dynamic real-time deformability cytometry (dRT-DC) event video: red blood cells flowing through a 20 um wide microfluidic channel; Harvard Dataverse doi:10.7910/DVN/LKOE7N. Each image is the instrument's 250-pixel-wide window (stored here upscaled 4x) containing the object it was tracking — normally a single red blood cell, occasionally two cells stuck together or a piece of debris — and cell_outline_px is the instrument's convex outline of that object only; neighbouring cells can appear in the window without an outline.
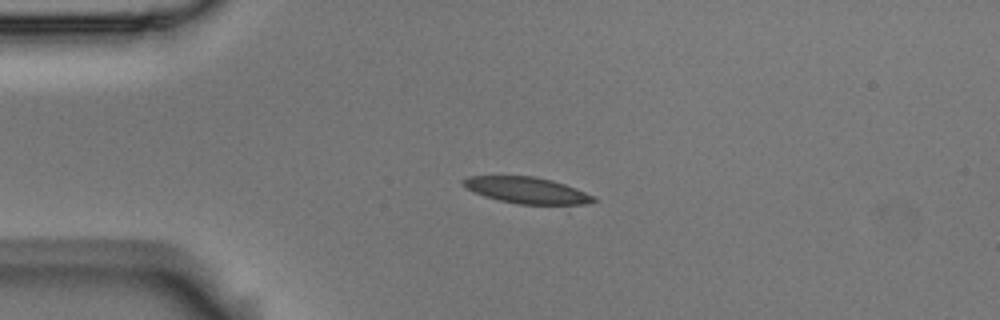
{"species": "Egyptian fruit bat (a non-hibernating species)", "species_latin": "Rousettus aegyptiacus", "temperature_condition": "room temperature", "stored_images_in_passage": 3, "camera_frame_rate_fps": 3000, "um_per_image_px": 0.085, "animal": {"sex": "male"}, "frame": {"image": 1, "passage_image": 3, "time_ms": 0.667, "image_size_px": [1000, 320], "cell_outline_px": [[596, 200], [568, 212], [520, 204], [500, 200], [484, 196], [460, 184], [460, 180], [468, 176], [532, 176], [552, 180], [576, 188], [596, 196]], "centroid_in_image_um": [45.02, 16.29], "position_along_channel_um": 40.0, "area_um2": 21.79}}